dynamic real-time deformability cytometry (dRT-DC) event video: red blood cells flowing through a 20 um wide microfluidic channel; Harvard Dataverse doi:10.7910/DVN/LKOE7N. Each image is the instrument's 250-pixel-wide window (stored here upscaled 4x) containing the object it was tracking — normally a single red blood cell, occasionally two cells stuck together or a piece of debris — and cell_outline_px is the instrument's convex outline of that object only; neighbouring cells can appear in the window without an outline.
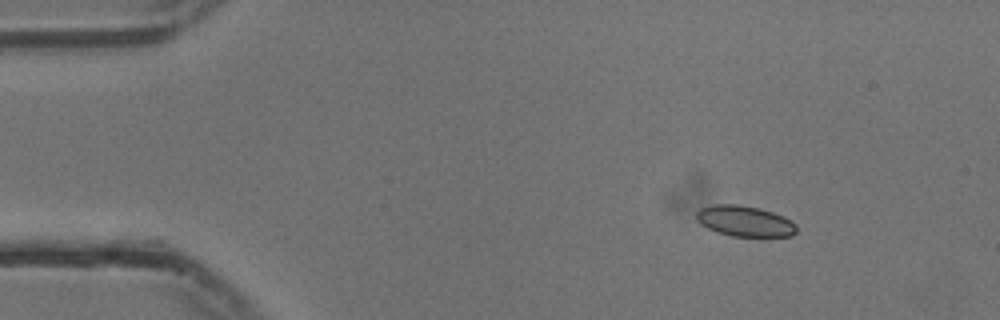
{"species": "common noctule bat (a hibernating species)", "species_latin": "Nyctalus noctula", "temperature_condition": "cold", "stored_images_in_passage": 49, "camera_frame_rate_fps": 3000, "um_per_image_px": 0.085, "animal": {"sex": "male", "body_mass_g": 13.3}, "frame": {"image": 1, "passage_image": 1, "time_ms": 0.0, "image_size_px": [1000, 320], "cell_outline_px": [[796, 232], [792, 236], [732, 236], [716, 232], [700, 224], [696, 220], [696, 212], [700, 208], [712, 204], [736, 204], [760, 208], [784, 216], [796, 224]], "centroid_in_image_um": [63.28, 18.79], "position_along_channel_um": 21.7, "area_um2": 18.03}}
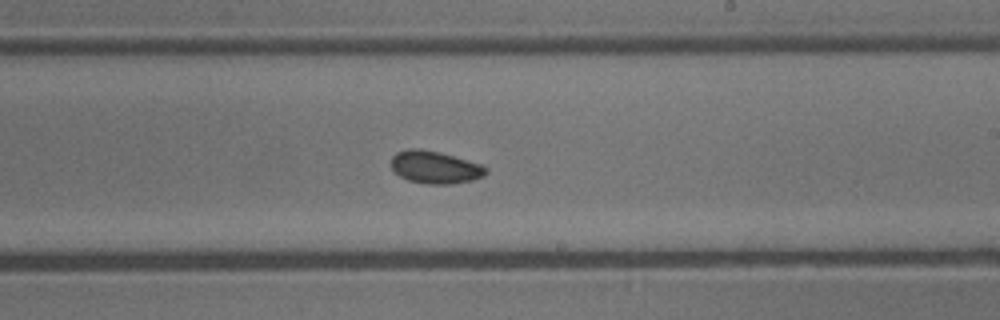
{"frame": {"image": 2, "passage_image": 26, "time_ms": 8.333, "image_size_px": [1000, 320], "cell_outline_px": [[488, 172], [484, 176], [472, 180], [448, 184], [428, 184], [408, 180], [400, 176], [392, 168], [392, 156], [396, 152], [408, 148], [420, 148], [440, 152], [480, 164], [488, 168]], "centroid_in_image_um": [36.98, 14.21], "position_along_channel_um": 252.0, "area_um2": 17.92}}
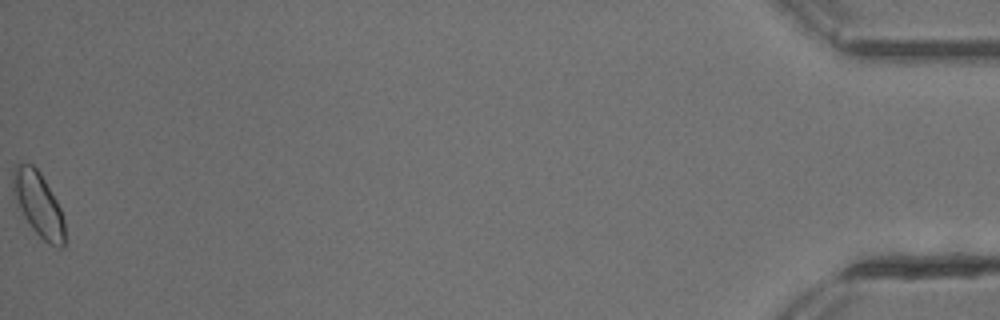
{"frame": {"image": 3, "passage_image": 49, "time_ms": 16.0, "image_size_px": [1000, 320], "cell_outline_px": [[64, 244], [60, 248], [56, 248], [48, 244], [32, 228], [24, 216], [12, 192], [12, 172], [16, 164], [32, 164], [40, 172], [56, 200], [60, 208], [64, 220]], "centroid_in_image_um": [3.26, 17.36], "position_along_channel_um": 431.9, "area_um2": 19.19}, "authors_computed_cell_mechanics": {"area_um2": 17.6868, "velocity_mm_per_s": 3.7354, "shape_relaxation_time_tau1_ms": 2.7601, "shape_relaxation_time_tau2_ms": 3.3076, "deformation_change_tau1": 0.0531, "deformation_change_tau2": 0.066}}